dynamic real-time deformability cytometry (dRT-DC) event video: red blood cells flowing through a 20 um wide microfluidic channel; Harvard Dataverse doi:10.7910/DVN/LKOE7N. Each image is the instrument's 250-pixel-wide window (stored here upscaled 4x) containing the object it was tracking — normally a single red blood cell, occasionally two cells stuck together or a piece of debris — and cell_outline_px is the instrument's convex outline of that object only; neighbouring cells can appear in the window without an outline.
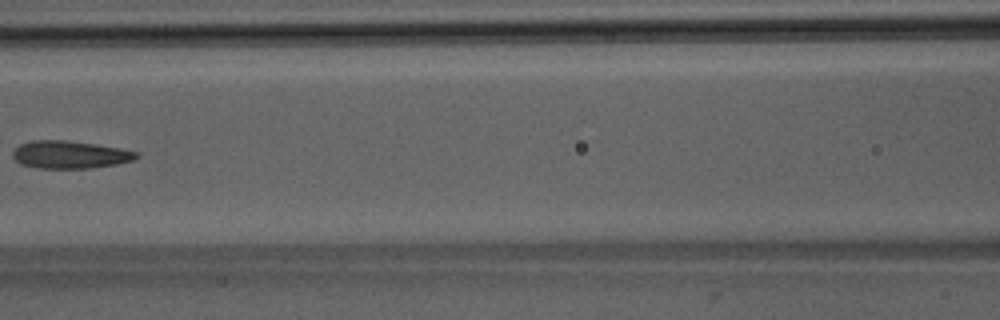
{"species": "Egyptian fruit bat (a non-hibernating species)", "species_latin": "Rousettus aegyptiacus", "temperature_condition": "room temperature", "stored_images_in_passage": 6, "camera_frame_rate_fps": 3000, "um_per_image_px": 0.085, "animal": {"sex": "male"}, "frame": {"image": 1, "passage_image": 6, "time_ms": 5.667, "image_size_px": [1000, 320], "cell_outline_px": [[140, 156], [132, 160], [116, 164], [88, 168], [36, 168], [20, 164], [12, 156], [12, 152], [20, 144], [32, 140], [64, 140], [120, 148], [140, 152]], "centroid_in_image_um": [5.93, 13.14], "position_along_channel_um": 160.7, "area_um2": 19.83}}